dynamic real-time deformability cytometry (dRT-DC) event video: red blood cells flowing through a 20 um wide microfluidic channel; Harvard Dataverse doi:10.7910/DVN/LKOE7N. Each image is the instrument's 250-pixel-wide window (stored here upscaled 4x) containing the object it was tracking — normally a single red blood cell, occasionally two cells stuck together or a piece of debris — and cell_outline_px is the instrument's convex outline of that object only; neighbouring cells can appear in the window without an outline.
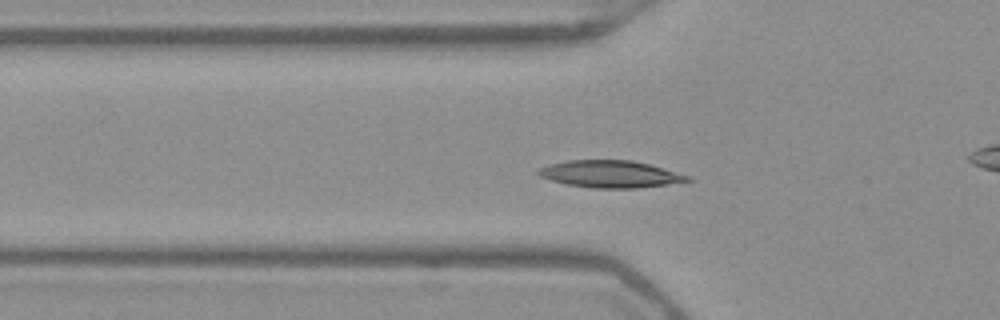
{"species": "Egyptian fruit bat (a non-hibernating species)", "species_latin": "Rousettus aegyptiacus", "temperature_condition": "warm", "stored_images_in_passage": 49, "camera_frame_rate_fps": 3000, "um_per_image_px": 0.085, "frame": {"image": 1, "passage_image": 14, "time_ms": 4.333, "image_size_px": [1000, 320], "cell_outline_px": [[692, 180], [668, 184], [636, 188], [592, 188], [568, 184], [552, 180], [540, 176], [536, 172], [540, 168], [552, 164], [568, 160], [632, 160], [648, 164], [688, 176]], "centroid_in_image_um": [51.85, 14.79], "position_along_channel_um": 73.9, "area_um2": 23.06}}
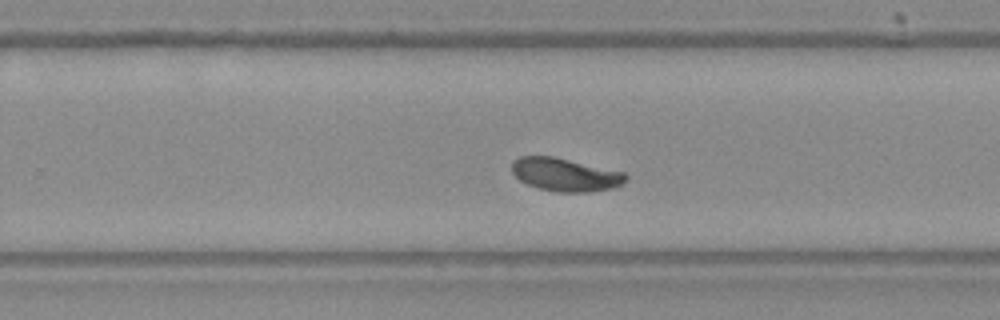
{"frame": {"image": 2, "passage_image": 30, "time_ms": 9.667, "image_size_px": [1000, 320], "cell_outline_px": [[628, 180], [624, 184], [616, 188], [588, 192], [560, 192], [536, 188], [520, 180], [512, 172], [512, 160], [520, 156], [552, 156], [624, 172], [628, 176]], "centroid_in_image_um": [48.08, 14.85], "position_along_channel_um": 281.7, "area_um2": 22.14}}
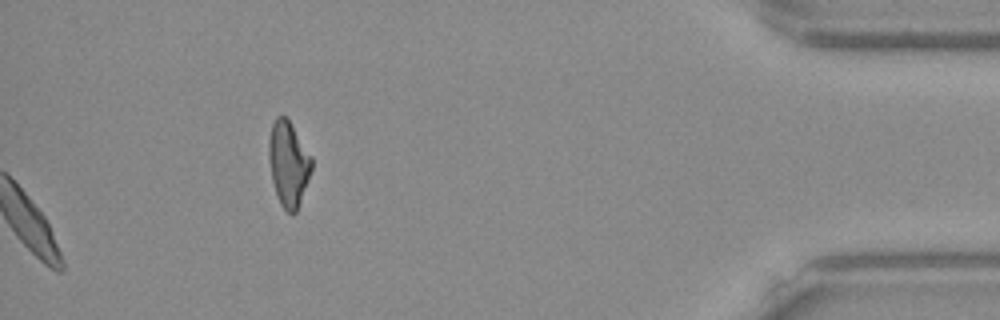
{"frame": {"image": 3, "passage_image": 49, "time_ms": 16.0, "image_size_px": [1000, 320], "cell_outline_px": [[312, 168], [308, 180], [296, 212], [292, 216], [280, 204], [272, 180], [268, 156], [268, 140], [272, 124], [276, 116], [288, 116], [312, 156]], "centroid_in_image_um": [24.52, 13.86], "position_along_channel_um": 410.7, "area_um2": 21.44}, "authors_computed_cell_mechanics": {"area_um2": 22.1952, "velocity_mm_per_s": 3.8938, "shape_relaxation_time_tau1_ms": 2.013, "shape_relaxation_time_tau2_ms": null, "deformation_change_tau1": 0.1094, "deformation_change_tau2": null}}